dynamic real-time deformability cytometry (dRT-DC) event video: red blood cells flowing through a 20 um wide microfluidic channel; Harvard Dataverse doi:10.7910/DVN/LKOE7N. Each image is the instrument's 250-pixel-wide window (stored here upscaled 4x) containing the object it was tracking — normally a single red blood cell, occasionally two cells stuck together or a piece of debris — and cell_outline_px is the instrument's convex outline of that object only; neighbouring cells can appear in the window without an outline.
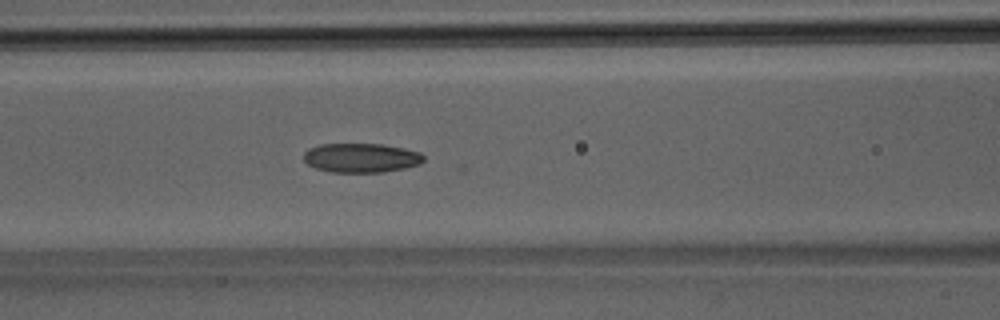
{"species": "Egyptian fruit bat (a non-hibernating species)", "species_latin": "Rousettus aegyptiacus", "temperature_condition": "room temperature", "stored_images_in_passage": 29, "camera_frame_rate_fps": 3000, "um_per_image_px": 0.085, "animal": {"sex": "male"}, "frame": {"image": 1, "passage_image": 6, "time_ms": 1.667, "image_size_px": [1000, 320], "cell_outline_px": [[424, 160], [420, 164], [404, 168], [384, 172], [332, 172], [316, 168], [308, 164], [304, 160], [304, 152], [308, 148], [320, 144], [384, 144], [404, 148], [420, 152], [424, 156]], "centroid_in_image_um": [30.71, 13.41], "position_along_channel_um": 135.9, "area_um2": 20.52}}
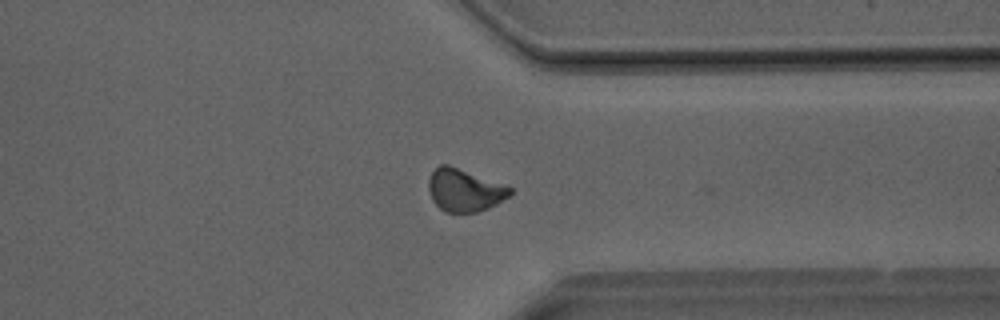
{"frame": {"image": 2, "passage_image": 20, "time_ms": 6.333, "image_size_px": [1000, 320], "cell_outline_px": [[512, 196], [488, 208], [476, 212], [444, 212], [432, 200], [428, 188], [428, 180], [432, 172], [440, 164], [448, 164], [508, 184], [512, 188]], "centroid_in_image_um": [39.53, 16.15], "position_along_channel_um": 371.9, "area_um2": 20.63}}
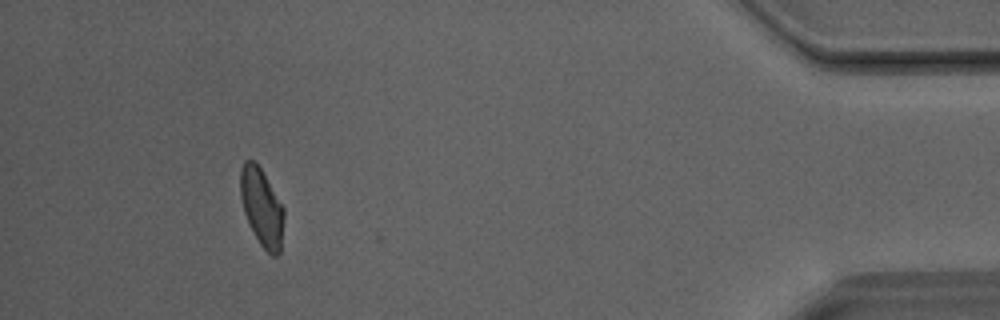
{"frame": {"image": 3, "passage_image": 26, "time_ms": 8.333, "image_size_px": [1000, 320], "cell_outline_px": [[284, 216], [280, 252], [276, 256], [272, 256], [260, 244], [244, 212], [240, 196], [240, 168], [244, 160], [252, 160], [260, 168], [284, 208]], "centroid_in_image_um": [22.24, 17.61], "position_along_channel_um": 413.0, "area_um2": 19.36}}